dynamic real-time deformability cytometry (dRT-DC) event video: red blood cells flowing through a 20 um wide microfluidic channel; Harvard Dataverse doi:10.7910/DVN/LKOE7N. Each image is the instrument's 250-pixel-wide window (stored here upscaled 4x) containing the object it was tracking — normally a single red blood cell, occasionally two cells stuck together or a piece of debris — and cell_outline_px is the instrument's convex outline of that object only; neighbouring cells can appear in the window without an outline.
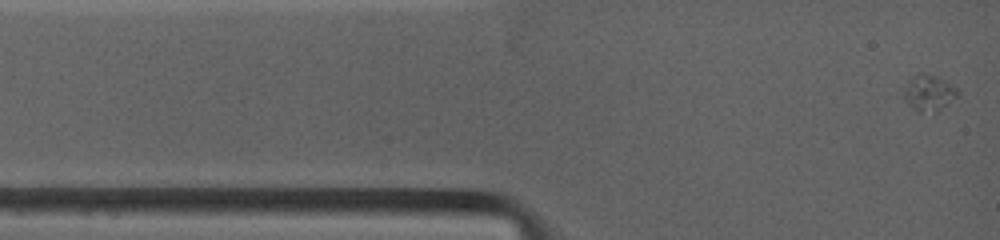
{"species": "common noctule bat (a hibernating species)", "species_latin": "Nyctalus noctula", "temperature_condition": "warm", "stored_images_in_passage": 13, "camera_frame_rate_fps": 4500, "um_per_image_px": 0.085, "animal": {"sex": "female", "body_mass_g": 19.0, "forearm_length_mm": 53.3}, "frame": {"image": 1, "passage_image": 1, "time_ms": 0.0, "image_size_px": [1000, 240], "cell_outline_px": [[960, 96], [936, 112], [916, 112], [904, 100], [904, 88], [912, 76], [932, 76], [944, 80], [956, 88], [960, 92]], "centroid_in_image_um": [78.98, 7.97], "position_along_channel_um": 6.0, "area_um2": 11.04}}
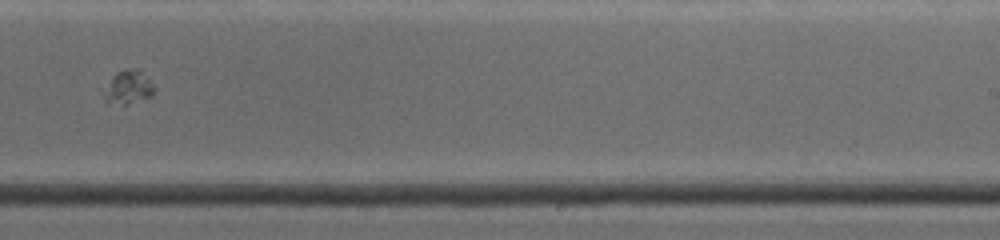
{"frame": {"image": 2, "passage_image": 11, "time_ms": 8.222, "image_size_px": [1000, 240], "cell_outline_px": [[156, 88], [148, 96], [128, 104], [124, 104], [104, 100], [96, 88], [116, 72], [124, 68], [140, 68]], "centroid_in_image_um": [10.74, 7.35], "position_along_channel_um": 278.3, "area_um2": 10.46}}
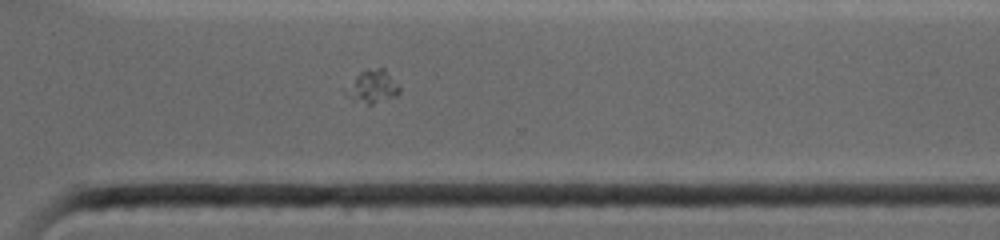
{"frame": {"image": 3, "passage_image": 13, "time_ms": 9.778, "image_size_px": [1000, 240], "cell_outline_px": [[400, 92], [396, 96], [372, 104], [368, 104], [352, 100], [340, 88], [360, 72], [368, 68], [384, 68], [400, 88]], "centroid_in_image_um": [31.57, 7.35], "position_along_channel_um": 339.0, "area_um2": 10.52}}